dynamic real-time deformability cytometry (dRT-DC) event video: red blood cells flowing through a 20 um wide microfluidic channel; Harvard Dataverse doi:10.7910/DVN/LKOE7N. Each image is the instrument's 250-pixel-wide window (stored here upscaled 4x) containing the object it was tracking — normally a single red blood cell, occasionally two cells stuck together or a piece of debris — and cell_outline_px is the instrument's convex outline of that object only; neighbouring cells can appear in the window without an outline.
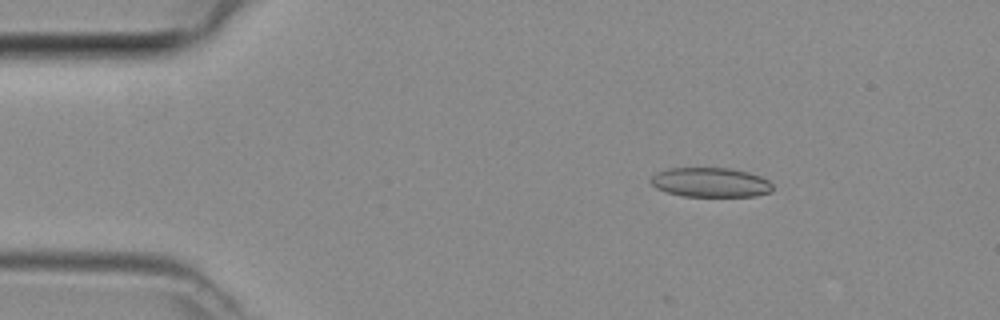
{"species": "common noctule bat (a hibernating species)", "species_latin": "Nyctalus noctula", "temperature_condition": "room temperature", "stored_images_in_passage": 23, "camera_frame_rate_fps": 3000, "um_per_image_px": 0.085, "animal": {"sex": "female", "body_mass_g": 29.2, "forearm_length_mm": 56.3}, "frame": {"image": 1, "passage_image": 6, "time_ms": 1.667, "image_size_px": [1000, 320], "cell_outline_px": [[772, 192], [756, 196], [680, 196], [656, 188], [648, 180], [656, 172], [668, 168], [732, 168], [748, 172], [760, 176], [768, 180], [772, 184]], "centroid_in_image_um": [60.38, 15.5], "position_along_channel_um": 24.6, "area_um2": 21.1}}
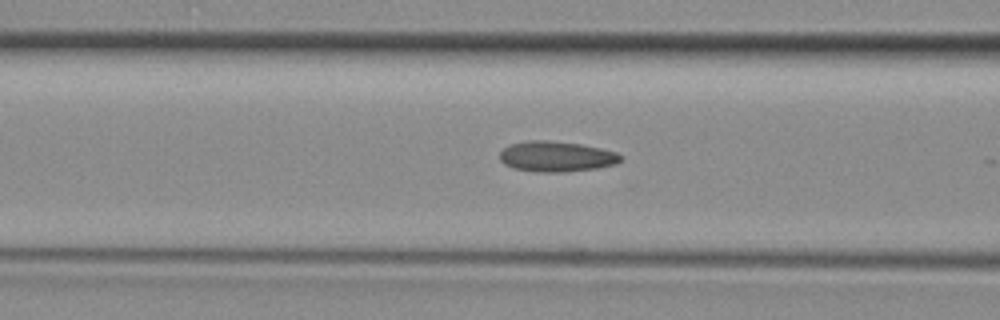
{"frame": {"image": 2, "passage_image": 17, "time_ms": 5.333, "image_size_px": [1000, 320], "cell_outline_px": [[620, 160], [616, 164], [596, 168], [564, 172], [536, 172], [512, 168], [504, 164], [500, 160], [500, 152], [504, 148], [512, 144], [524, 140], [548, 140], [580, 144], [600, 148], [616, 152], [620, 156]], "centroid_in_image_um": [47.25, 13.3], "position_along_channel_um": 119.4, "area_um2": 21.44}}
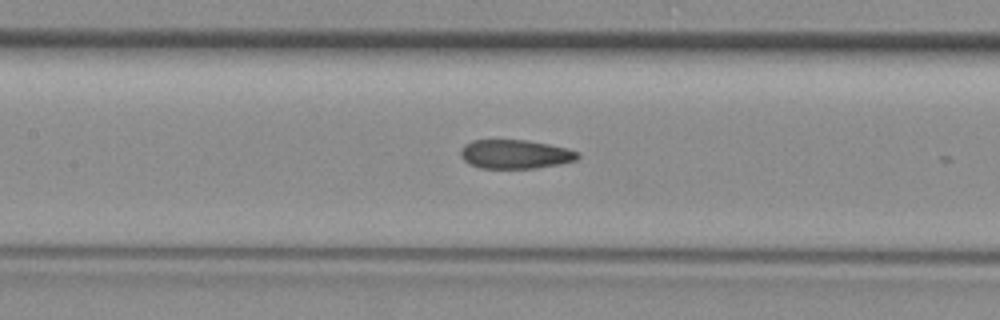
{"frame": {"image": 3, "passage_image": 20, "time_ms": 6.333, "image_size_px": [1000, 320], "cell_outline_px": [[580, 156], [576, 160], [560, 164], [536, 168], [480, 168], [468, 164], [460, 156], [460, 148], [464, 144], [472, 140], [528, 140], [568, 148], [580, 152]], "centroid_in_image_um": [43.78, 13.1], "position_along_channel_um": 163.6, "area_um2": 20.0}}